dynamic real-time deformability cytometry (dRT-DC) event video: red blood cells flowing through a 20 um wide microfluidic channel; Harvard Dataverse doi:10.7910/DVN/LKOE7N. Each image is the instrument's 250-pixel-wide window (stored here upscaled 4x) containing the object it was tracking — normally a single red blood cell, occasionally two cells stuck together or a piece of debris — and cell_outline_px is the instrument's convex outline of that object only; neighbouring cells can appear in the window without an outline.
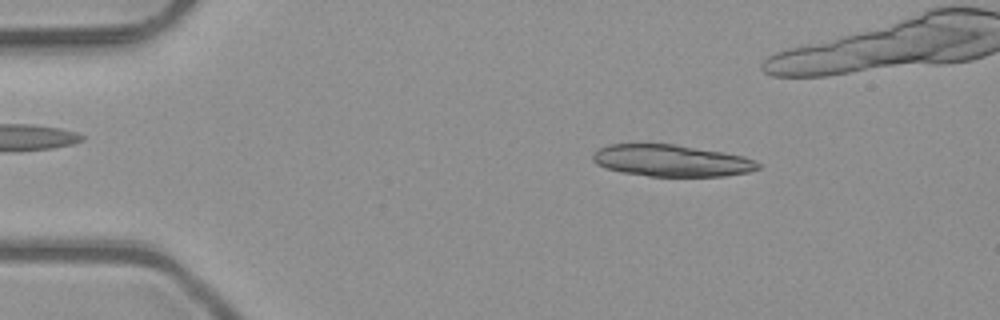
{"species": "common noctule bat (a hibernating species)", "species_latin": "Nyctalus noctula", "temperature_condition": "room temperature", "stored_images_in_passage": 6, "camera_frame_rate_fps": 3000, "um_per_image_px": 0.085, "animal": {"sex": "male", "body_mass_g": 23.1, "forearm_length_mm": 52.7}, "frame": {"image": 1, "passage_image": 2, "time_ms": 0.333, "image_size_px": [1000, 320], "cell_outline_px": [[760, 168], [748, 172], [724, 176], [648, 176], [624, 172], [604, 168], [596, 164], [592, 160], [592, 152], [596, 148], [608, 144], [672, 144], [724, 152], [744, 156], [760, 164]], "centroid_in_image_um": [57.01, 13.65], "position_along_channel_um": 28.0, "area_um2": 30.63}}
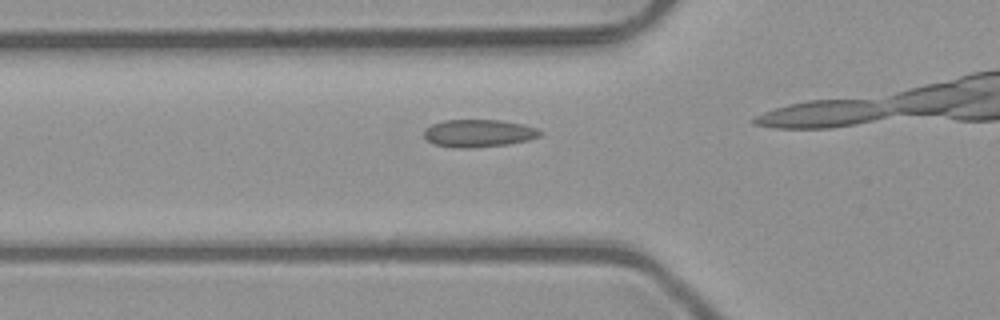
{"frame": {"image": 2, "passage_image": 6, "time_ms": 1.667, "image_size_px": [1000, 320], "cell_outline_px": [[544, 132], [540, 136], [528, 140], [508, 144], [472, 148], [452, 148], [432, 144], [424, 136], [424, 128], [432, 124], [444, 120], [500, 120], [524, 124], [536, 128]], "centroid_in_image_um": [40.67, 11.33], "position_along_channel_um": 85.1, "area_um2": 18.9}}